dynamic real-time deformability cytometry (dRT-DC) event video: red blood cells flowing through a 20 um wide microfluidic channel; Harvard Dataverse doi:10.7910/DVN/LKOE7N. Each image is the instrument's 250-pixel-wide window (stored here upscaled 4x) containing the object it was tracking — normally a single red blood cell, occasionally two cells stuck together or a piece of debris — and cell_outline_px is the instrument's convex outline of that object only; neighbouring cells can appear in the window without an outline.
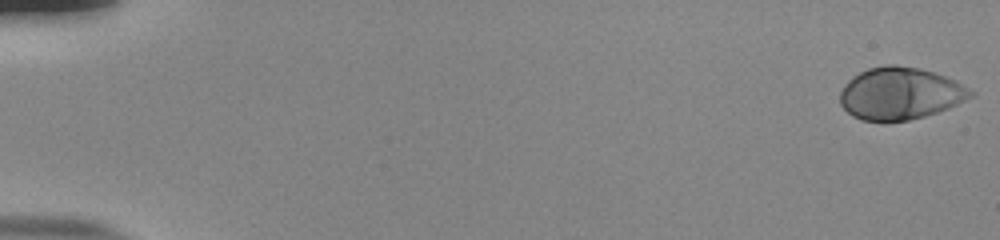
{"species": "human", "species_latin": "Homo sapiens", "temperature_condition": "room temperature", "stored_images_in_passage": 54, "camera_frame_rate_fps": 3000, "um_per_image_px": 0.085, "donor": {"sex": "male"}, "frame": {"image": 1, "passage_image": 1, "time_ms": 0.0, "image_size_px": [1000, 240], "cell_outline_px": [[976, 92], [972, 96], [948, 108], [924, 116], [908, 120], [860, 120], [852, 116], [840, 104], [840, 92], [844, 84], [852, 76], [868, 68], [888, 64], [896, 64], [920, 68], [956, 80]], "centroid_in_image_um": [76.5, 7.92], "position_along_channel_um": 8.5, "area_um2": 39.59}}
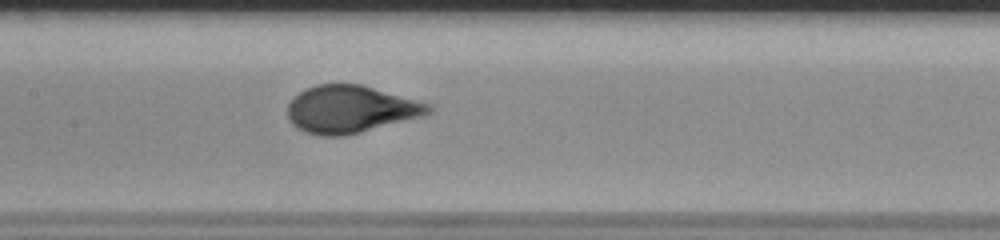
{"frame": {"image": 2, "passage_image": 28, "time_ms": 9.0, "image_size_px": [1000, 240], "cell_outline_px": [[436, 108], [432, 112], [424, 116], [344, 136], [320, 136], [304, 132], [296, 128], [288, 120], [288, 104], [300, 92], [316, 84], [360, 84], [432, 104]], "centroid_in_image_um": [29.82, 9.3], "position_along_channel_um": 177.6, "area_um2": 39.02}}
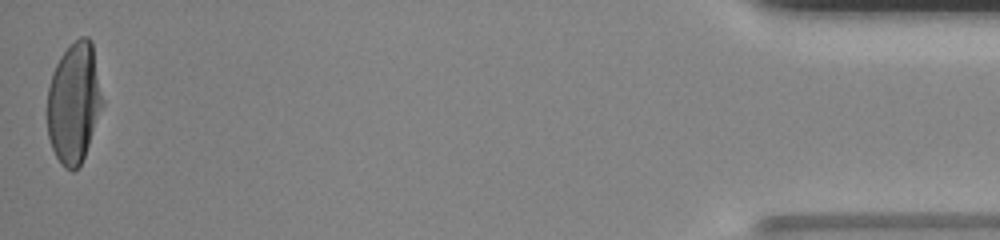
{"frame": {"image": 3, "passage_image": 54, "time_ms": 17.667, "image_size_px": [1000, 240], "cell_outline_px": [[104, 104], [84, 156], [80, 164], [72, 172], [64, 168], [60, 164], [52, 148], [48, 136], [48, 88], [52, 72], [60, 56], [80, 36], [88, 36], [92, 40], [104, 100]], "centroid_in_image_um": [6.31, 8.73], "position_along_channel_um": 428.9, "area_um2": 38.96}, "authors_computed_cell_mechanics": {"area_um2": 38.9283, "velocity_mm_per_s": 3.8478, "shape_relaxation_time_tau1_ms": 4.8869, "shape_relaxation_time_tau2_ms": null, "deformation_change_tau1": 0.2299, "deformation_change_tau2": null}}